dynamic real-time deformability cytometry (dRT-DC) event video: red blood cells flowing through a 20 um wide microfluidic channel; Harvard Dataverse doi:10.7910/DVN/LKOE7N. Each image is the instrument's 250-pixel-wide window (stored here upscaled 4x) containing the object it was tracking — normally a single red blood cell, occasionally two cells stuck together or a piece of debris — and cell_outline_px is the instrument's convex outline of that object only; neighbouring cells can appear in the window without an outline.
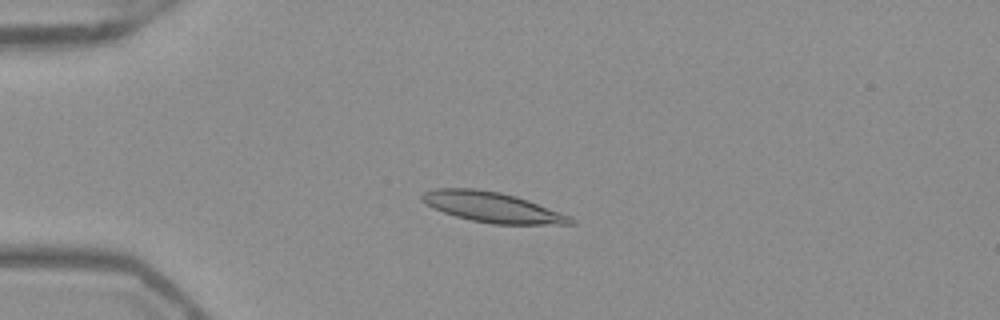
{"species": "Egyptian fruit bat (a non-hibernating species)", "species_latin": "Rousettus aegyptiacus", "temperature_condition": "warm", "stored_images_in_passage": 52, "camera_frame_rate_fps": 3000, "um_per_image_px": 0.085, "frame": {"image": 1, "passage_image": 13, "time_ms": 4.0, "image_size_px": [1000, 320], "cell_outline_px": [[576, 224], [492, 224], [472, 220], [456, 216], [432, 208], [420, 200], [420, 196], [424, 192], [436, 188], [476, 188], [500, 192], [516, 196], [528, 200], [572, 216], [576, 220]], "centroid_in_image_um": [41.86, 17.61], "position_along_channel_um": 43.1, "area_um2": 26.3}}
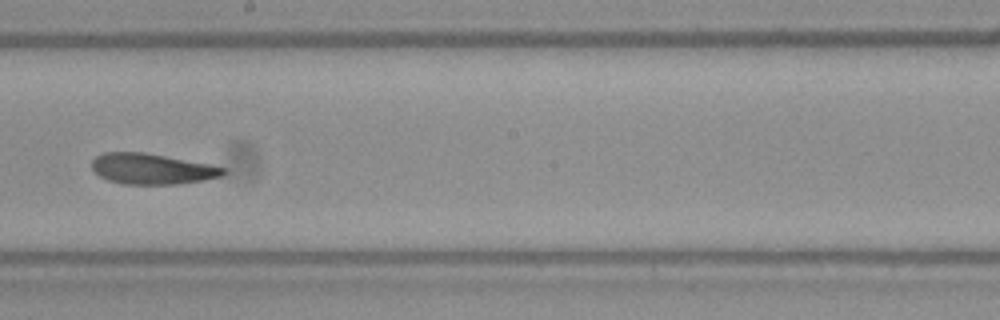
{"frame": {"image": 2, "passage_image": 30, "time_ms": 9.667, "image_size_px": [1000, 320], "cell_outline_px": [[228, 172], [220, 176], [204, 180], [176, 184], [124, 184], [108, 180], [100, 176], [92, 168], [92, 160], [100, 152], [144, 152], [208, 164], [228, 168]], "centroid_in_image_um": [12.91, 14.35], "position_along_channel_um": 235.3, "area_um2": 23.47}}
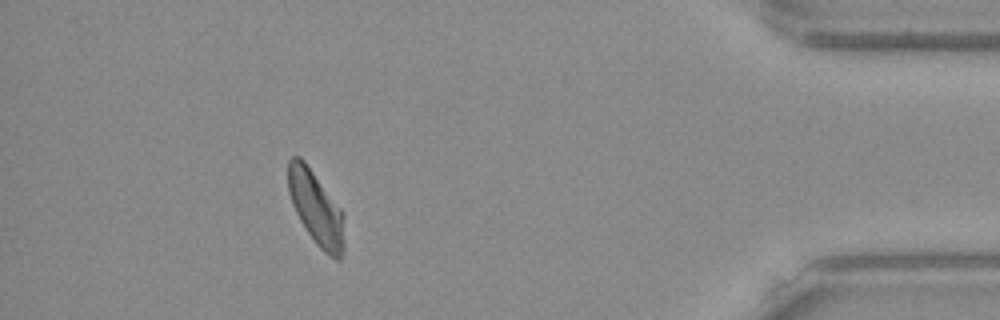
{"frame": {"image": 3, "passage_image": 47, "time_ms": 15.333, "image_size_px": [1000, 320], "cell_outline_px": [[344, 248], [340, 260], [336, 260], [328, 256], [316, 244], [300, 220], [292, 204], [288, 192], [288, 160], [292, 156], [300, 156], [304, 160], [344, 212]], "centroid_in_image_um": [26.88, 17.7], "position_along_channel_um": 408.3, "area_um2": 24.33}, "authors_computed_cell_mechanics": {"area_um2": 24.854, "velocity_mm_per_s": 3.9096, "shape_relaxation_time_tau1_ms": 8.1849, "shape_relaxation_time_tau2_ms": 2.4354, "deformation_change_tau1": 0.1931, "deformation_change_tau2": 0.0729}}